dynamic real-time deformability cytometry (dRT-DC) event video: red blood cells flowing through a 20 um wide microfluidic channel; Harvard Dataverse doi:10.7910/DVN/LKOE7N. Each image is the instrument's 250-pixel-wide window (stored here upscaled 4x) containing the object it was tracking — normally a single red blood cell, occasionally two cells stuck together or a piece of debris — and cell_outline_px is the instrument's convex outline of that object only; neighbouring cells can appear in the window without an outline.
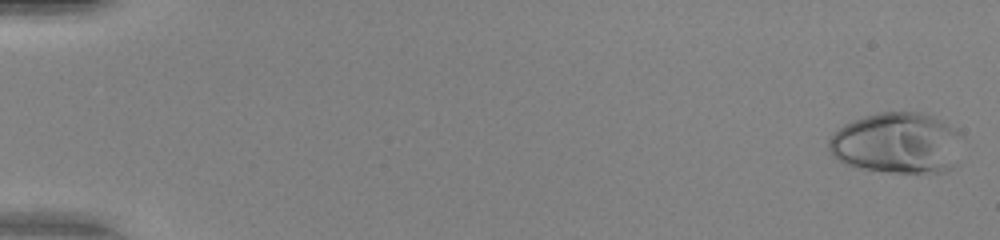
{"species": "human", "species_latin": "Homo sapiens", "temperature_condition": "warm", "stored_images_in_passage": 50, "camera_frame_rate_fps": 3000, "um_per_image_px": 0.085, "donor": {"sex": "female"}, "frame": {"image": 1, "passage_image": 1, "time_ms": 0.0, "image_size_px": [1000, 240], "cell_outline_px": [[964, 136], [956, 164], [952, 168], [944, 172], [888, 172], [856, 168], [844, 164], [832, 156], [828, 148], [828, 140], [844, 124], [864, 116], [880, 112], [920, 112], [932, 116], [956, 128]], "centroid_in_image_um": [76.28, 12.17], "position_along_channel_um": 8.7, "area_um2": 48.03}}
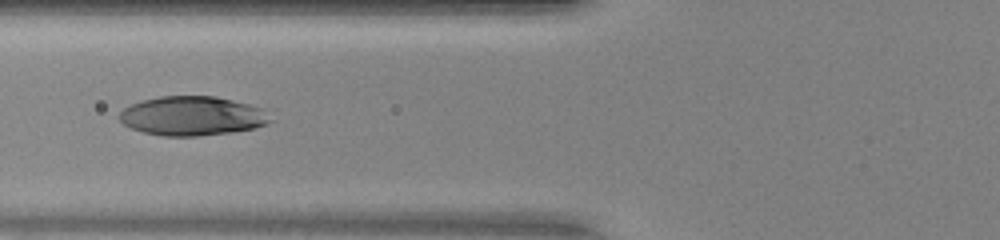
{"frame": {"image": 2, "passage_image": 21, "time_ms": 6.667, "image_size_px": [1000, 240], "cell_outline_px": [[272, 120], [264, 124], [252, 128], [232, 132], [200, 136], [164, 136], [144, 132], [132, 128], [124, 124], [116, 116], [124, 108], [132, 104], [144, 100], [160, 96], [216, 96], [248, 104], [260, 108]], "centroid_in_image_um": [16.29, 9.85], "position_along_channel_um": 109.5, "area_um2": 34.16}}
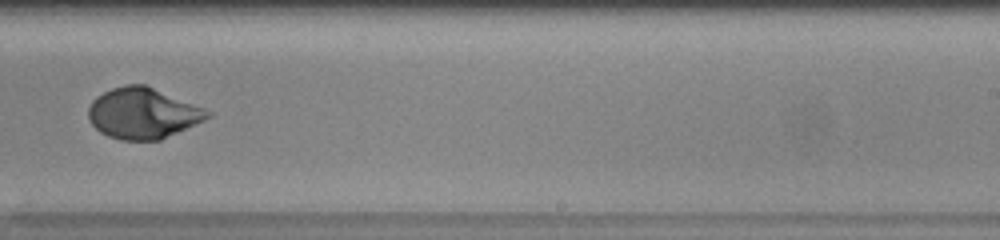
{"frame": {"image": 3, "passage_image": 33, "time_ms": 10.667, "image_size_px": [1000, 240], "cell_outline_px": [[212, 116], [204, 120], [160, 140], [120, 140], [108, 136], [100, 132], [88, 120], [88, 108], [92, 100], [96, 96], [112, 88], [124, 84], [144, 84], [204, 108], [212, 112]], "centroid_in_image_um": [12.11, 9.63], "position_along_channel_um": 276.9, "area_um2": 35.2}, "authors_computed_cell_mechanics": {"area_um2": 35.4025, "velocity_mm_per_s": 4.1903, "shape_relaxation_time_tau1_ms": 4.3118, "shape_relaxation_time_tau2_ms": 0.7416, "deformation_change_tau1": 0.2281, "deformation_change_tau2": 0.0365}}